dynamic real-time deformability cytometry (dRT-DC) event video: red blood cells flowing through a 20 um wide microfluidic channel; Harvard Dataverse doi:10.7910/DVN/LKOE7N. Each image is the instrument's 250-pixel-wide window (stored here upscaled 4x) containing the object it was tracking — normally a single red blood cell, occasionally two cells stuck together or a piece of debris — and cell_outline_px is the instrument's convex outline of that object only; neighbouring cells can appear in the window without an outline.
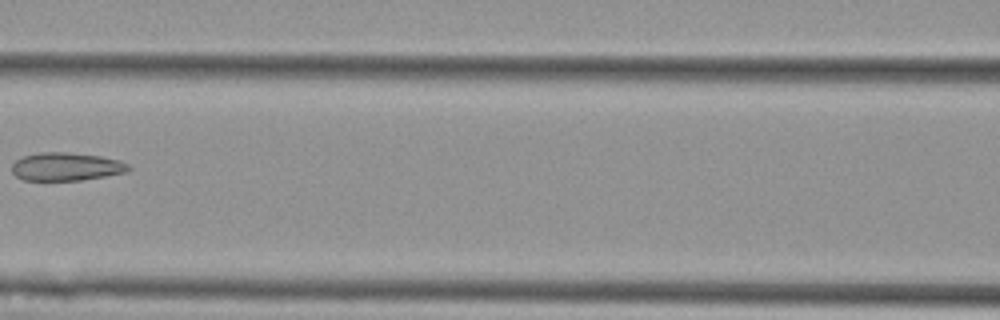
{"species": "Egyptian fruit bat (a non-hibernating species)", "species_latin": "Rousettus aegyptiacus", "temperature_condition": "cold", "stored_images_in_passage": 8, "camera_frame_rate_fps": 3000, "um_per_image_px": 0.085, "animal": {"sex": "female"}, "frame": {"image": 1, "passage_image": 7, "time_ms": 2.0, "image_size_px": [1000, 320], "cell_outline_px": [[132, 168], [124, 172], [104, 176], [80, 180], [24, 180], [16, 176], [12, 172], [12, 164], [16, 160], [24, 156], [40, 152], [68, 152], [100, 156], [120, 160], [128, 164]], "centroid_in_image_um": [5.62, 14.16], "position_along_channel_um": 161.0, "area_um2": 19.02}}
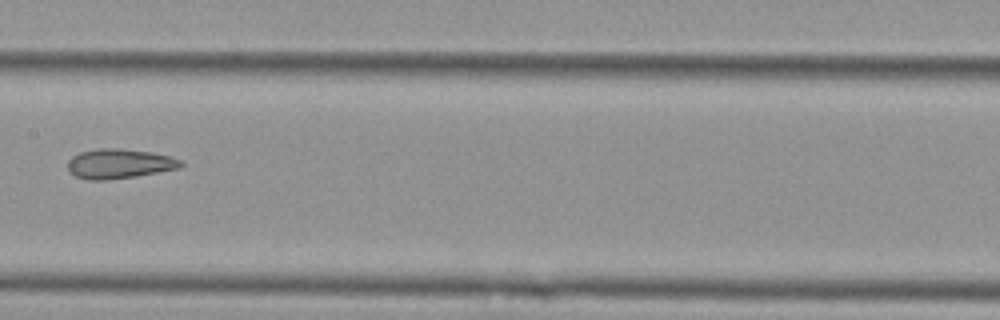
{"frame": {"image": 2, "passage_image": 8, "time_ms": 2.333, "image_size_px": [1000, 320], "cell_outline_px": [[184, 164], [180, 168], [136, 176], [108, 180], [88, 180], [76, 176], [68, 172], [68, 160], [72, 156], [80, 152], [96, 148], [120, 148], [152, 152], [172, 156], [184, 160]], "centroid_in_image_um": [10.16, 13.91], "position_along_channel_um": 197.2, "area_um2": 19.88}}